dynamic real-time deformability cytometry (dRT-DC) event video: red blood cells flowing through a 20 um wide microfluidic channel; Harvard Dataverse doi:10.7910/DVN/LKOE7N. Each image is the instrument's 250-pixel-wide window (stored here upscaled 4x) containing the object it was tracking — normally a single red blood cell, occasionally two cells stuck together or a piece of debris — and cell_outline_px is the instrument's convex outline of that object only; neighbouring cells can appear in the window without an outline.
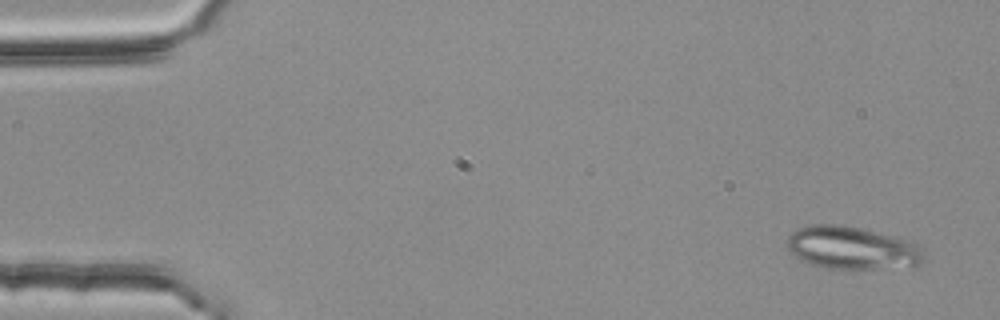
{"species": "common noctule bat (a hibernating species)", "species_latin": "Nyctalus noctula", "temperature_condition": "room temperature", "stored_images_in_passage": 4, "camera_frame_rate_fps": 3000, "um_per_image_px": 0.085, "animal": {"sex": "female", "body_mass_g": 25.1}, "frame": {"image": 1, "passage_image": 1, "time_ms": 0.0, "image_size_px": [1000, 320], "cell_outline_px": [[924, 260], [920, 264], [872, 268], [824, 268], [800, 260], [788, 248], [788, 236], [792, 232], [800, 228], [812, 224], [840, 224], [904, 240], [916, 244], [920, 248], [924, 256]], "centroid_in_image_um": [72.34, 21.07], "position_along_channel_um": 12.7, "area_um2": 32.95}}